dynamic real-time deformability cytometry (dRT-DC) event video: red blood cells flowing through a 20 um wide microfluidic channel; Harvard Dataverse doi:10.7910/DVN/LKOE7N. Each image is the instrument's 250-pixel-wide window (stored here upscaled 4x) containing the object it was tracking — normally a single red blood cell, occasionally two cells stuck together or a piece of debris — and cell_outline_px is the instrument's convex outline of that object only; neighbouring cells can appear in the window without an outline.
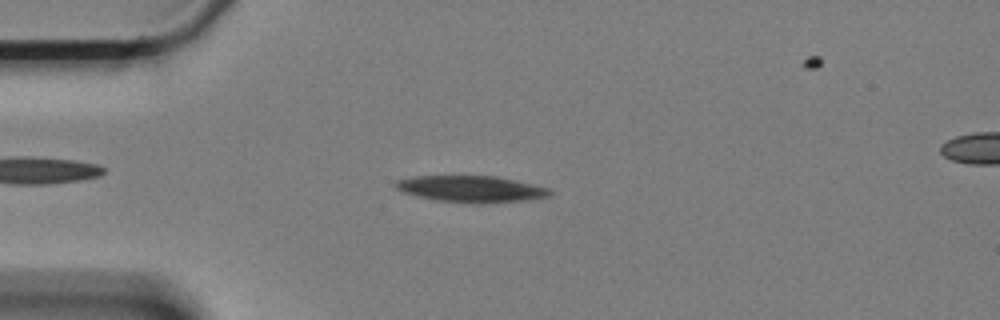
{"species": "Egyptian fruit bat (a non-hibernating species)", "species_latin": "Rousettus aegyptiacus", "temperature_condition": "cold", "stored_images_in_passage": 55, "camera_frame_rate_fps": 3000, "um_per_image_px": 0.085, "animal": {"sex": "female"}, "frame": {"image": 1, "passage_image": 9, "time_ms": 2.667, "image_size_px": [1000, 320], "cell_outline_px": [[552, 192], [548, 196], [532, 200], [480, 204], [472, 204], [436, 200], [416, 196], [404, 192], [396, 188], [396, 180], [416, 176], [496, 176], [548, 188]], "centroid_in_image_um": [40.06, 16.08], "position_along_channel_um": 44.9, "area_um2": 23.81}}
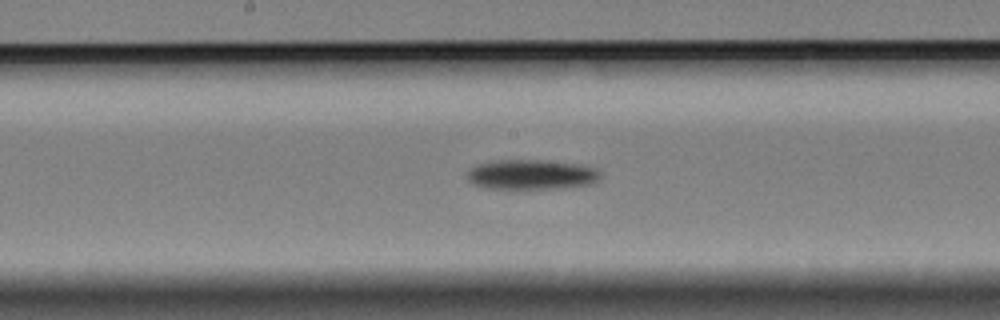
{"frame": {"image": 2, "passage_image": 25, "time_ms": 8.0, "image_size_px": [1000, 320], "cell_outline_px": [[600, 176], [592, 184], [560, 188], [520, 192], [484, 188], [472, 184], [468, 180], [468, 172], [472, 168], [480, 164], [496, 160], [536, 160], [576, 164], [596, 168], [600, 172]], "centroid_in_image_um": [45.12, 14.9], "position_along_channel_um": 203.1, "area_um2": 23.93}}
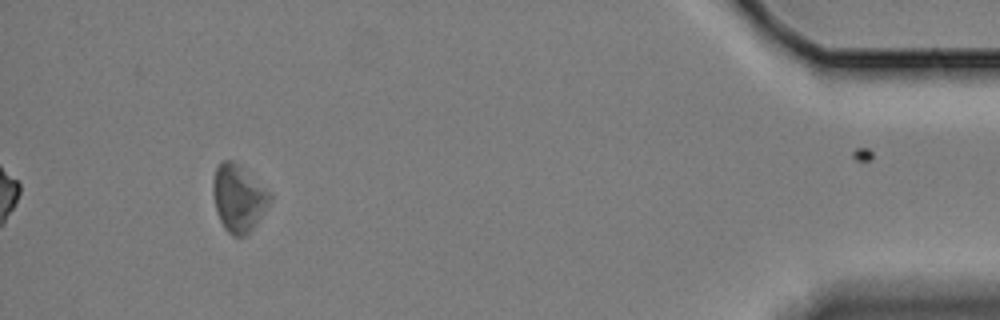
{"frame": {"image": 3, "passage_image": 50, "time_ms": 16.333, "image_size_px": [1000, 320], "cell_outline_px": [[272, 200], [256, 224], [244, 236], [232, 236], [224, 228], [220, 220], [216, 208], [212, 192], [212, 180], [216, 164], [220, 160], [232, 160], [240, 164], [272, 196]], "centroid_in_image_um": [20.24, 16.8], "position_along_channel_um": 415.0, "area_um2": 22.25}, "authors_computed_cell_mechanics": {"area_um2": 22.9466, "velocity_mm_per_s": 3.2963, "shape_relaxation_time_tau1_ms": 2.0971, "shape_relaxation_time_tau2_ms": null, "deformation_change_tau1": 0.066, "deformation_change_tau2": null}}